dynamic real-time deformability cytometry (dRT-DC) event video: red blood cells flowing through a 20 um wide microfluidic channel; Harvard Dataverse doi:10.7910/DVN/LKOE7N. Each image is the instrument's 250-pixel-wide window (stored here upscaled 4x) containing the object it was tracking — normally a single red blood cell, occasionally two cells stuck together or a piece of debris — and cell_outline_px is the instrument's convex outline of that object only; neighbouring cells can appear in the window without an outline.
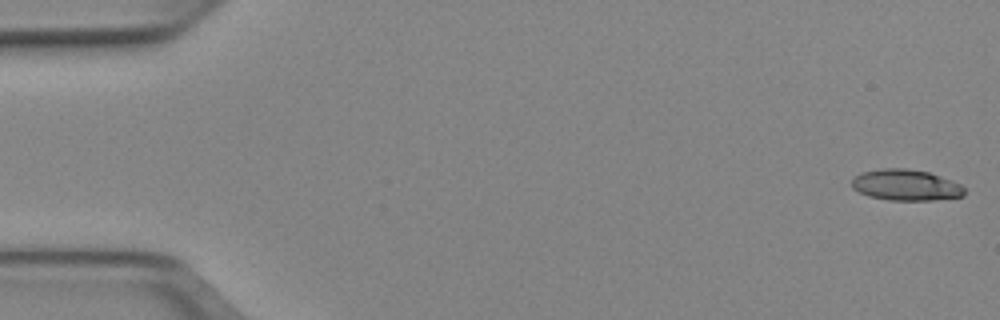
{"species": "Egyptian fruit bat (a non-hibernating species)", "species_latin": "Rousettus aegyptiacus", "temperature_condition": "cold", "stored_images_in_passage": 51, "camera_frame_rate_fps": 3000, "um_per_image_px": 0.085, "animal": {"sex": "female"}, "frame": {"image": 1, "passage_image": 1, "time_ms": 0.0, "image_size_px": [1000, 320], "cell_outline_px": [[964, 196], [932, 200], [888, 200], [868, 196], [852, 188], [852, 180], [860, 172], [880, 168], [904, 168], [928, 172], [952, 180], [960, 184], [964, 188]], "centroid_in_image_um": [76.98, 15.72], "position_along_channel_um": 8.0, "area_um2": 20.4}}
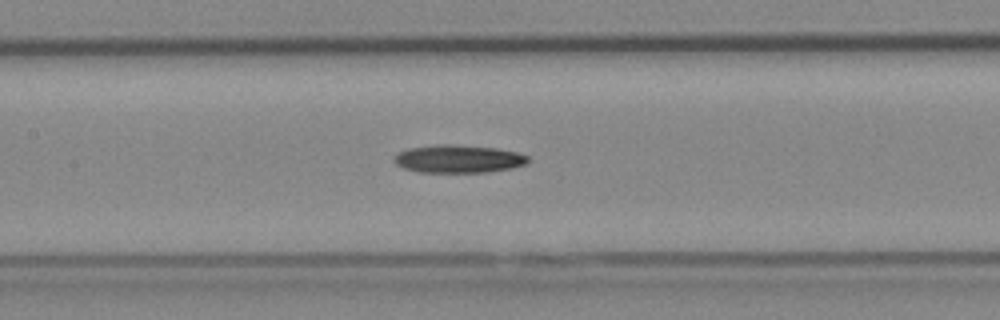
{"frame": {"image": 2, "passage_image": 24, "time_ms": 7.667, "image_size_px": [1000, 320], "cell_outline_px": [[528, 160], [524, 164], [512, 168], [488, 172], [420, 172], [404, 168], [396, 164], [392, 160], [396, 152], [408, 148], [436, 144], [448, 144], [496, 148], [516, 152], [528, 156]], "centroid_in_image_um": [38.9, 13.5], "position_along_channel_um": 168.5, "area_um2": 21.79}}
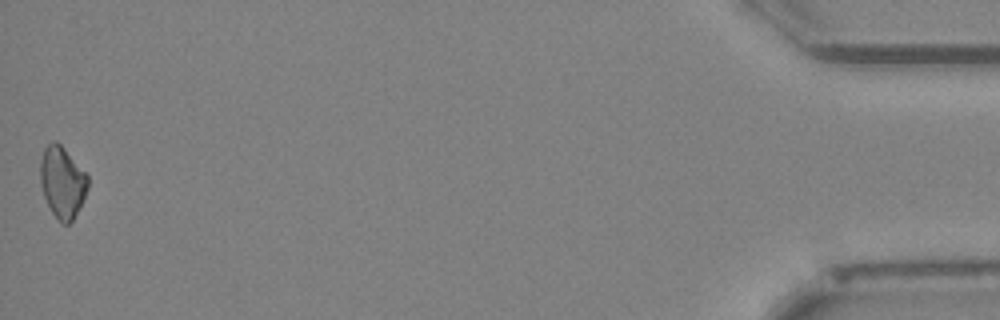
{"frame": {"image": 3, "passage_image": 51, "time_ms": 16.667, "image_size_px": [1000, 320], "cell_outline_px": [[88, 188], [72, 220], [68, 224], [64, 224], [52, 212], [44, 196], [40, 184], [40, 160], [44, 148], [52, 140], [56, 140], [64, 148], [88, 176]], "centroid_in_image_um": [5.27, 15.44], "position_along_channel_um": 429.9, "area_um2": 19.42}}